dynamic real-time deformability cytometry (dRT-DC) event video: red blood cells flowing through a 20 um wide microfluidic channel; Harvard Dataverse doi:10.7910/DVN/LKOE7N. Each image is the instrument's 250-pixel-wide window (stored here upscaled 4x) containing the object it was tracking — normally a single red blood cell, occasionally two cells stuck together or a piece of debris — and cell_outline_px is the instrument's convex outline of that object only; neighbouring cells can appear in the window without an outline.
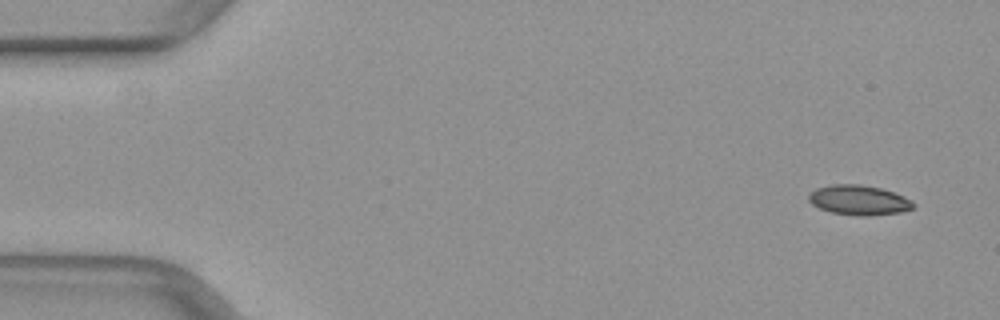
{"species": "common noctule bat (a hibernating species)", "species_latin": "Nyctalus noctula", "temperature_condition": "warm", "stored_images_in_passage": 6, "camera_frame_rate_fps": 3000, "um_per_image_px": 0.085, "animal": {"sex": "female", "body_mass_g": 29.2, "forearm_length_mm": 56.3}, "frame": {"image": 1, "passage_image": 1, "time_ms": 0.0, "image_size_px": [1000, 320], "cell_outline_px": [[916, 204], [912, 208], [900, 212], [868, 216], [860, 216], [832, 212], [820, 208], [812, 204], [808, 200], [808, 196], [816, 188], [832, 184], [860, 184], [880, 188], [904, 196], [912, 200]], "centroid_in_image_um": [73.01, 17.0], "position_along_channel_um": 12.0, "area_um2": 18.09}}